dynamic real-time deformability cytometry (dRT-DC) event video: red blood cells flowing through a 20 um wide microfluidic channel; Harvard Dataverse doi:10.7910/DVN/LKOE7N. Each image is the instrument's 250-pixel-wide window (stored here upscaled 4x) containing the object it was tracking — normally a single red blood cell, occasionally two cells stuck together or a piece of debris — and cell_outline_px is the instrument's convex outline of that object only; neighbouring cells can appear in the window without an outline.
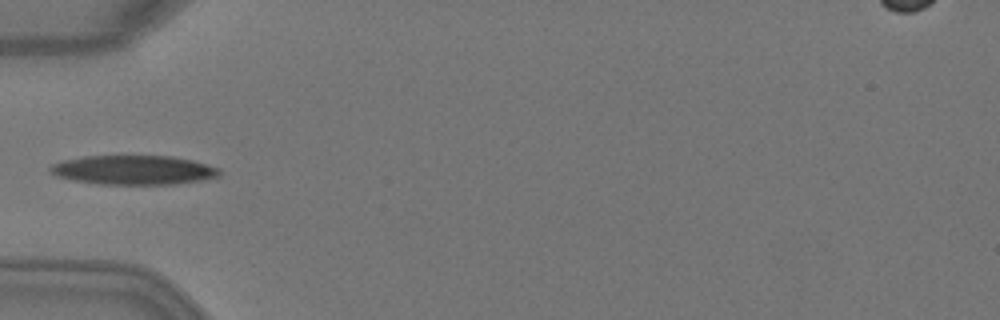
{"species": "Egyptian fruit bat (a non-hibernating species)", "species_latin": "Rousettus aegyptiacus", "temperature_condition": "warm", "stored_images_in_passage": 4, "camera_frame_rate_fps": 3000, "um_per_image_px": 0.085, "animal": {"sex": "female"}, "frame": {"image": 1, "passage_image": 4, "time_ms": 1.0, "image_size_px": [1000, 320], "cell_outline_px": [[220, 176], [200, 180], [176, 184], [100, 184], [72, 180], [56, 176], [48, 172], [48, 168], [52, 164], [64, 160], [84, 156], [172, 156], [192, 160], [220, 168]], "centroid_in_image_um": [11.33, 14.45], "position_along_channel_um": 73.7, "area_um2": 28.9}}